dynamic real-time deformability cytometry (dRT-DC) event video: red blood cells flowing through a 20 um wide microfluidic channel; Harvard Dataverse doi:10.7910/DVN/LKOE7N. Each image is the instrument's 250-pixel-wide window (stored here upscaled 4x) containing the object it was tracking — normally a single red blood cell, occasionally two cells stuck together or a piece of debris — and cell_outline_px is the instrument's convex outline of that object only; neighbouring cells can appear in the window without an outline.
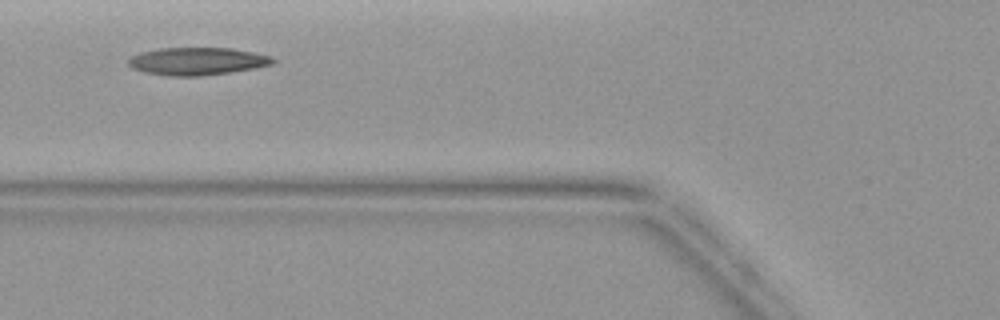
{"species": "common noctule bat (a hibernating species)", "species_latin": "Nyctalus noctula", "temperature_condition": "warm", "stored_images_in_passage": 2, "camera_frame_rate_fps": 3000, "um_per_image_px": 0.085, "animal": {"sex": "female", "body_mass_g": 19.9}, "frame": {"image": 1, "passage_image": 2, "time_ms": 1.0, "image_size_px": [1000, 320], "cell_outline_px": [[276, 60], [272, 64], [256, 68], [200, 76], [168, 76], [144, 72], [132, 68], [128, 64], [128, 60], [132, 56], [140, 52], [160, 48], [232, 48], [272, 56]], "centroid_in_image_um": [16.76, 5.2], "position_along_channel_um": 109.0, "area_um2": 23.24}}